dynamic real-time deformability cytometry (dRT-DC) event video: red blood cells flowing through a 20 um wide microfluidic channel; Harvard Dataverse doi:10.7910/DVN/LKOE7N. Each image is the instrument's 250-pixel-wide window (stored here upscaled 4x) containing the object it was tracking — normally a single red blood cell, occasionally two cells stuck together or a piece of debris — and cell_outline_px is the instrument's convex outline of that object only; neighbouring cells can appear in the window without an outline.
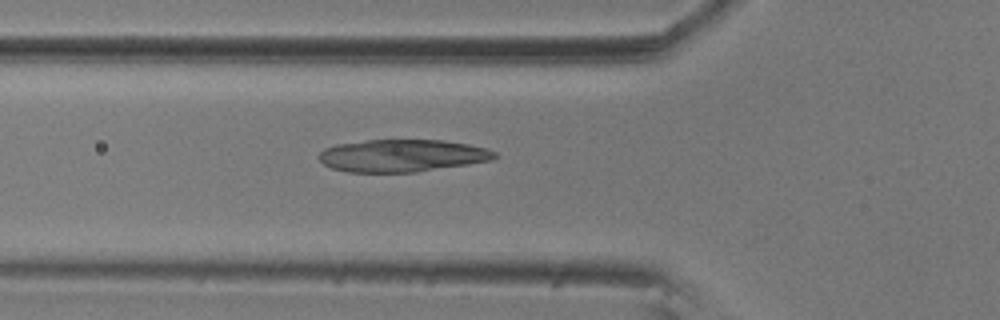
{"species": "common noctule bat (a hibernating species)", "species_latin": "Nyctalus noctula", "temperature_condition": "room temperature", "stored_images_in_passage": 14, "camera_frame_rate_fps": 3000, "um_per_image_px": 0.085, "animal": {"sex": "male", "body_mass_g": 20.5, "forearm_length_mm": 52.5}, "frame": {"image": 1, "passage_image": 4, "time_ms": 1.0, "image_size_px": [1000, 320], "cell_outline_px": [[496, 156], [492, 160], [468, 164], [416, 172], [348, 172], [332, 168], [324, 164], [320, 160], [320, 152], [324, 148], [336, 144], [364, 140], [444, 140], [468, 144], [488, 148], [496, 152]], "centroid_in_image_um": [34.18, 13.22], "position_along_channel_um": 91.6, "area_um2": 33.18}}
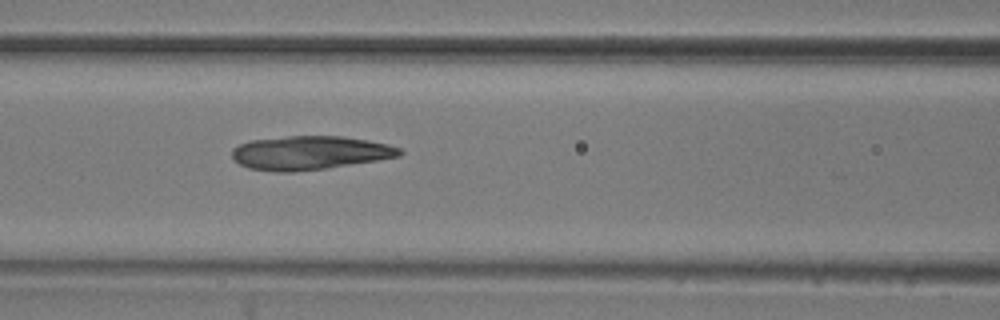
{"frame": {"image": 2, "passage_image": 8, "time_ms": 2.333, "image_size_px": [1000, 320], "cell_outline_px": [[404, 152], [400, 156], [328, 168], [292, 172], [276, 172], [248, 168], [240, 164], [232, 156], [232, 148], [240, 144], [252, 140], [288, 136], [344, 136], [368, 140], [388, 144], [400, 148]], "centroid_in_image_um": [26.34, 12.99], "position_along_channel_um": 140.3, "area_um2": 32.95}}
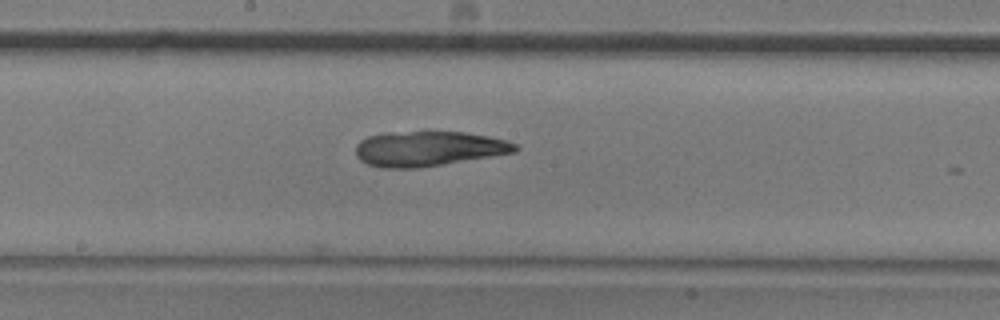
{"frame": {"image": 3, "passage_image": 14, "time_ms": 4.333, "image_size_px": [1000, 320], "cell_outline_px": [[520, 148], [516, 152], [420, 168], [380, 168], [368, 164], [360, 160], [356, 156], [356, 144], [360, 140], [368, 136], [388, 132], [464, 132], [488, 136], [504, 140], [516, 144]], "centroid_in_image_um": [36.39, 12.64], "position_along_channel_um": 211.8, "area_um2": 32.54}}